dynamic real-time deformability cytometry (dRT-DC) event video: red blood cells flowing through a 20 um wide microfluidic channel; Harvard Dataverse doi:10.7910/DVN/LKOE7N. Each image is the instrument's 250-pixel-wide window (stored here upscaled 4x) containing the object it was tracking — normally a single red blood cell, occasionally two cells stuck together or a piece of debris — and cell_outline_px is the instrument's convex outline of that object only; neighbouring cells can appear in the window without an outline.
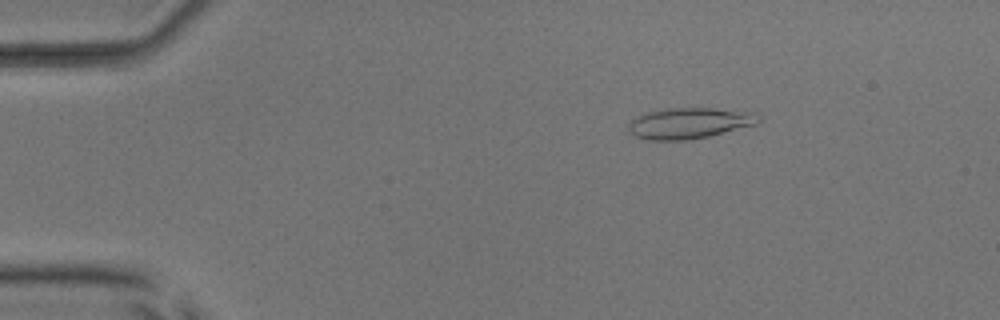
{"species": "common noctule bat (a hibernating species)", "species_latin": "Nyctalus noctula", "temperature_condition": "room temperature", "stored_images_in_passage": 53, "camera_frame_rate_fps": 3000, "um_per_image_px": 0.085, "animal": {"sex": "male", "body_mass_g": 17.9, "forearm_length_mm": 54.2}, "frame": {"image": 1, "passage_image": 9, "time_ms": 2.667, "image_size_px": [1000, 320], "cell_outline_px": [[760, 120], [756, 124], [708, 136], [688, 140], [644, 140], [628, 132], [628, 124], [632, 120], [644, 112], [664, 108], [712, 108], [756, 112], [760, 116]], "centroid_in_image_um": [58.56, 10.46], "position_along_channel_um": 26.4, "area_um2": 23.58}}
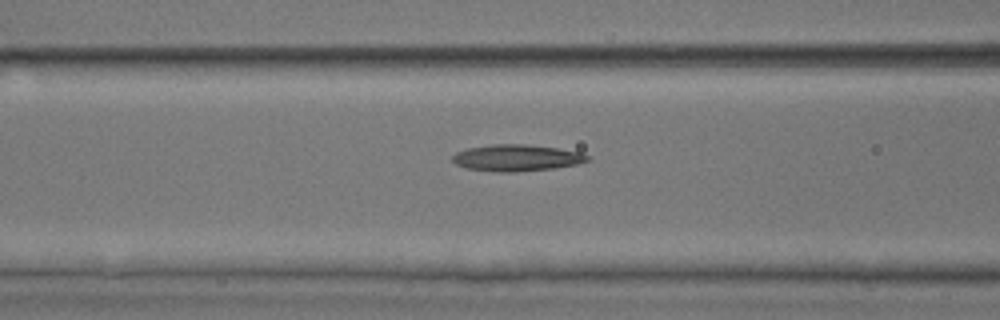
{"frame": {"image": 2, "passage_image": 22, "time_ms": 7.0, "image_size_px": [1000, 320], "cell_outline_px": [[592, 160], [576, 164], [556, 168], [516, 172], [496, 172], [468, 168], [456, 164], [452, 160], [452, 156], [456, 152], [468, 148], [492, 144], [524, 144], [556, 148], [580, 152], [588, 156]], "centroid_in_image_um": [43.92, 13.42], "position_along_channel_um": 122.7, "area_um2": 20.87}}
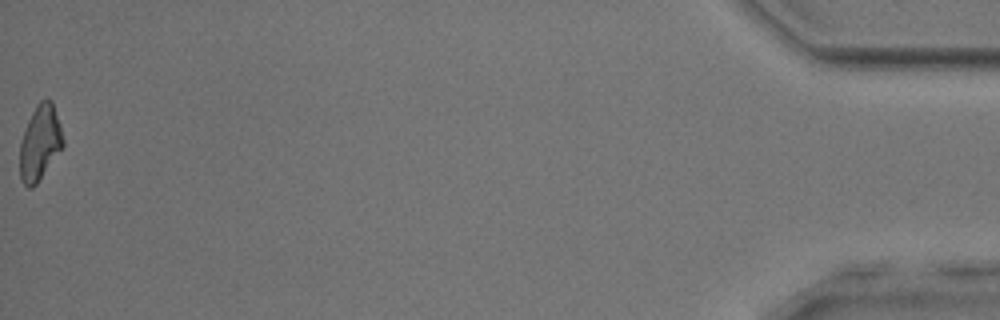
{"frame": {"image": 3, "passage_image": 53, "time_ms": 17.333, "image_size_px": [1000, 320], "cell_outline_px": [[64, 144], [36, 184], [32, 188], [28, 188], [20, 180], [20, 144], [28, 120], [36, 104], [40, 100], [52, 100], [60, 124], [64, 140]], "centroid_in_image_um": [3.39, 12.13], "position_along_channel_um": 431.8, "area_um2": 18.61}, "authors_computed_cell_mechanics": {"area_um2": 19.941, "velocity_mm_per_s": 3.9362, "shape_relaxation_time_tau1_ms": 6.2023, "shape_relaxation_time_tau2_ms": null, "deformation_change_tau1": 0.1608, "deformation_change_tau2": null}}